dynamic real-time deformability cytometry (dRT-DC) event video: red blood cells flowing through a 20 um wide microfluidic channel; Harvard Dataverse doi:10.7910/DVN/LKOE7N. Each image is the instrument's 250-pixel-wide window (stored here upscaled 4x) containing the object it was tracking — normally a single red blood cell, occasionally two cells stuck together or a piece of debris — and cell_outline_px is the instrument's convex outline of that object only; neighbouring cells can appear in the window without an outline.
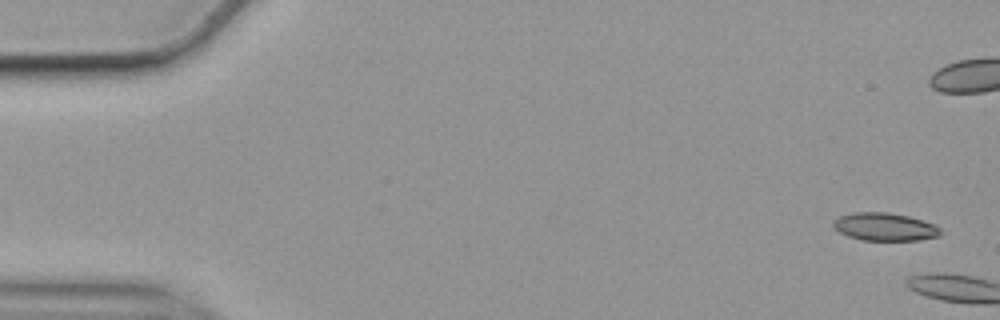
{"species": "common noctule bat (a hibernating species)", "species_latin": "Nyctalus noctula", "temperature_condition": "cold", "stored_images_in_passage": 3, "camera_frame_rate_fps": 3000, "um_per_image_px": 0.085, "animal": {"sex": "female", "body_mass_g": 19.9}, "frame": {"image": 1, "passage_image": 1, "time_ms": 0.0, "image_size_px": [1000, 320], "cell_outline_px": [[940, 236], [920, 240], [864, 240], [848, 236], [832, 228], [832, 220], [840, 216], [852, 212], [888, 212], [908, 216], [932, 224], [940, 228]], "centroid_in_image_um": [75.15, 19.27], "position_along_channel_um": 9.8, "area_um2": 17.4}}